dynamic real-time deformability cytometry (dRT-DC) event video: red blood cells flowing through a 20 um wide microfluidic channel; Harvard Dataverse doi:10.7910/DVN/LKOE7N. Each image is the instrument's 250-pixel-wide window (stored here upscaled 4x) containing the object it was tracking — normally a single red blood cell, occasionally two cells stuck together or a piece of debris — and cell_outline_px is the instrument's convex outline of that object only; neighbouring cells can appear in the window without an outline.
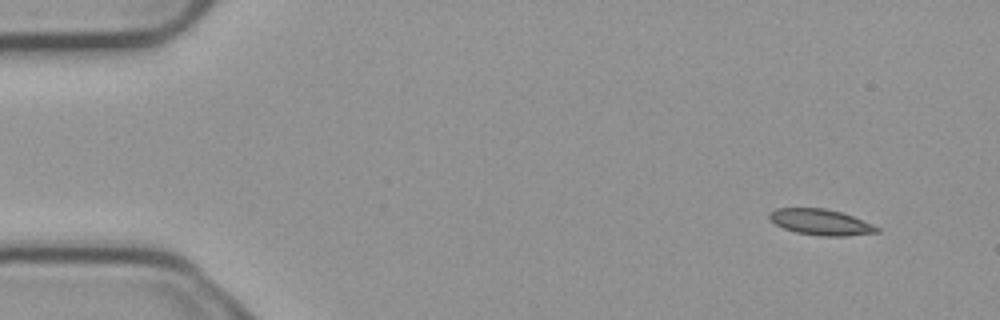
{"species": "common noctule bat (a hibernating species)", "species_latin": "Nyctalus noctula", "temperature_condition": "cold", "stored_images_in_passage": 5, "segment_of_instrument_passage": [1, 2], "camera_frame_rate_fps": 3000, "um_per_image_px": 0.085, "animal": {"sex": "male", "body_mass_g": 23.1, "forearm_length_mm": 52.7}, "frame": {"image": 1, "passage_image": 1, "time_ms": 0.0, "image_size_px": [1000, 320], "cell_outline_px": [[880, 232], [844, 236], [820, 236], [796, 232], [784, 228], [776, 224], [768, 216], [768, 212], [776, 208], [824, 208], [840, 212], [852, 216], [872, 224], [880, 228]], "centroid_in_image_um": [69.75, 18.88], "position_along_channel_um": 15.2, "area_um2": 16.13}}
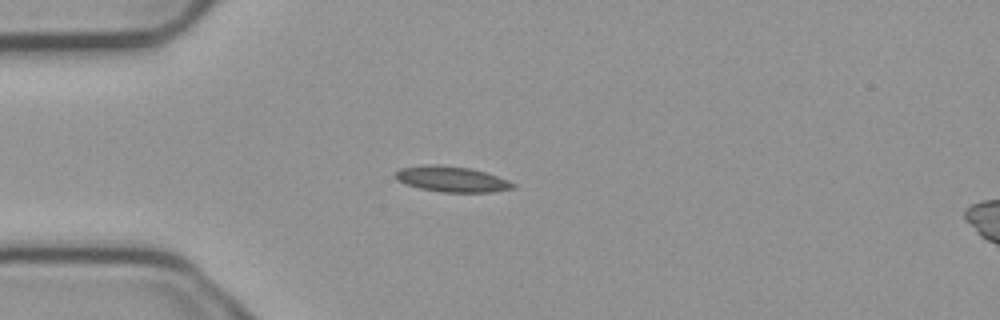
{"frame": {"image": 2, "passage_image": 4, "time_ms": 1.0, "image_size_px": [1000, 320], "cell_outline_px": [[516, 188], [492, 192], [440, 192], [420, 188], [404, 184], [396, 180], [392, 176], [400, 168], [424, 164], [436, 164], [468, 168], [484, 172], [508, 180], [516, 184]], "centroid_in_image_um": [38.35, 15.23], "position_along_channel_um": 46.7, "area_um2": 17.69}}